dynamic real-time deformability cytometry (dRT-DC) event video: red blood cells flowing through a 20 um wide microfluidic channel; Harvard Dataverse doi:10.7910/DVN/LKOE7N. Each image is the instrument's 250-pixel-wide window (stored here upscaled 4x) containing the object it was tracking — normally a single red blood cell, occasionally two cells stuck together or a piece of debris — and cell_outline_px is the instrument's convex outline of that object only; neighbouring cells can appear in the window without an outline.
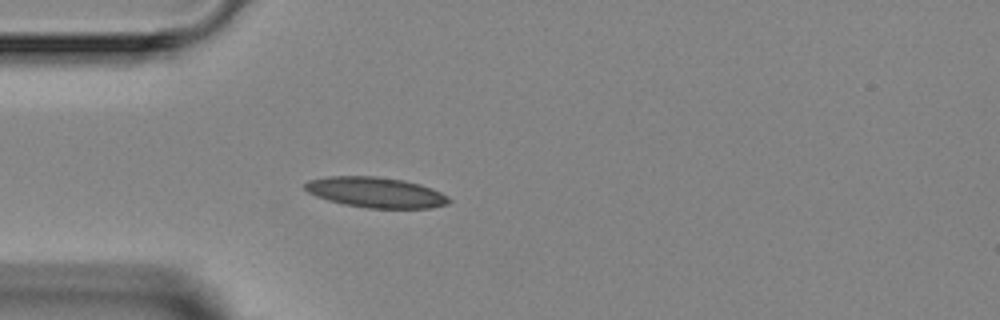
{"species": "Egyptian fruit bat (a non-hibernating species)", "species_latin": "Rousettus aegyptiacus", "temperature_condition": "room temperature", "stored_images_in_passage": 4, "camera_frame_rate_fps": 3000, "um_per_image_px": 0.085, "animal": {"sex": "female"}, "frame": {"image": 1, "passage_image": 4, "time_ms": 3.333, "image_size_px": [1000, 320], "cell_outline_px": [[452, 200], [448, 204], [428, 208], [368, 208], [344, 204], [328, 200], [316, 196], [308, 192], [304, 188], [304, 184], [308, 180], [328, 176], [376, 176], [404, 180], [420, 184], [432, 188], [448, 196]], "centroid_in_image_um": [31.94, 16.35], "position_along_channel_um": 53.1, "area_um2": 25.61}}